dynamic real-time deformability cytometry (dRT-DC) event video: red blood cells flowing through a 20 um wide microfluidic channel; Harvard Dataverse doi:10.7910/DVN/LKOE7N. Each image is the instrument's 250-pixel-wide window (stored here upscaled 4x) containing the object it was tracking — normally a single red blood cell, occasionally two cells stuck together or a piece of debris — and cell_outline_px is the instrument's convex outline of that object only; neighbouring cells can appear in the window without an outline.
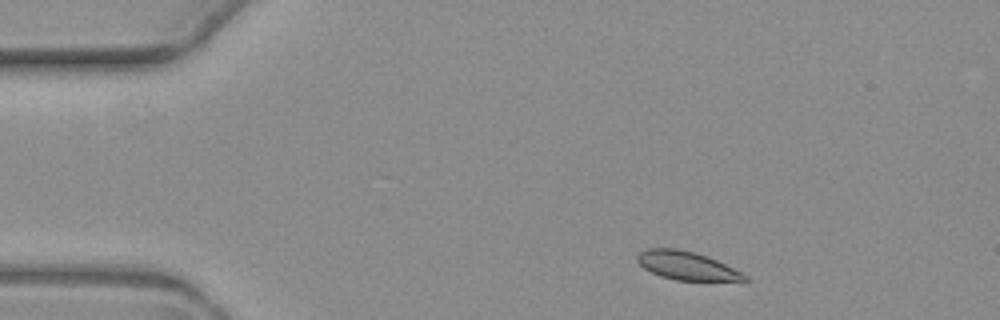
{"species": "common noctule bat (a hibernating species)", "species_latin": "Nyctalus noctula", "temperature_condition": "warm", "stored_images_in_passage": 4, "camera_frame_rate_fps": 3000, "um_per_image_px": 0.085, "animal": {"sex": "female", "body_mass_g": 19.3, "forearm_length_mm": 54.1}, "frame": {"image": 1, "passage_image": 1, "time_ms": 0.0, "image_size_px": [1000, 320], "cell_outline_px": [[748, 280], [744, 284], [676, 280], [660, 276], [644, 268], [636, 260], [636, 256], [640, 252], [648, 248], [676, 248], [696, 252], [708, 256], [748, 276]], "centroid_in_image_um": [58.49, 22.64], "position_along_channel_um": 26.5, "area_um2": 18.55}}
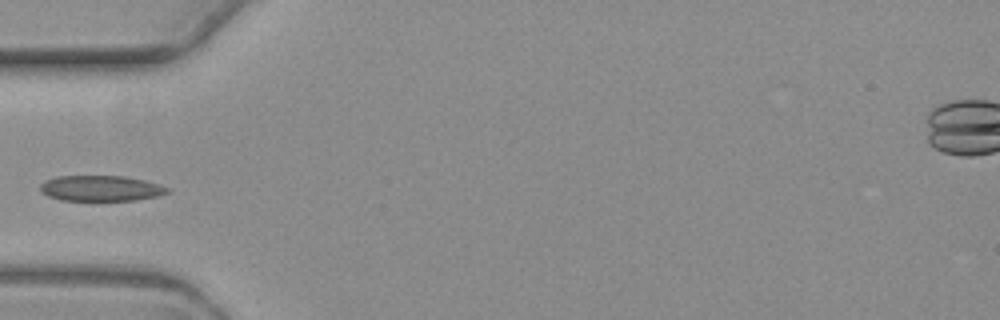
{"frame": {"image": 2, "passage_image": 4, "time_ms": 3.333, "image_size_px": [1000, 320], "cell_outline_px": [[168, 192], [160, 196], [136, 200], [60, 200], [48, 196], [40, 192], [40, 184], [44, 180], [56, 176], [124, 176], [144, 180], [160, 184], [168, 188]], "centroid_in_image_um": [8.55, 16.0], "position_along_channel_um": 76.5, "area_um2": 19.07}}